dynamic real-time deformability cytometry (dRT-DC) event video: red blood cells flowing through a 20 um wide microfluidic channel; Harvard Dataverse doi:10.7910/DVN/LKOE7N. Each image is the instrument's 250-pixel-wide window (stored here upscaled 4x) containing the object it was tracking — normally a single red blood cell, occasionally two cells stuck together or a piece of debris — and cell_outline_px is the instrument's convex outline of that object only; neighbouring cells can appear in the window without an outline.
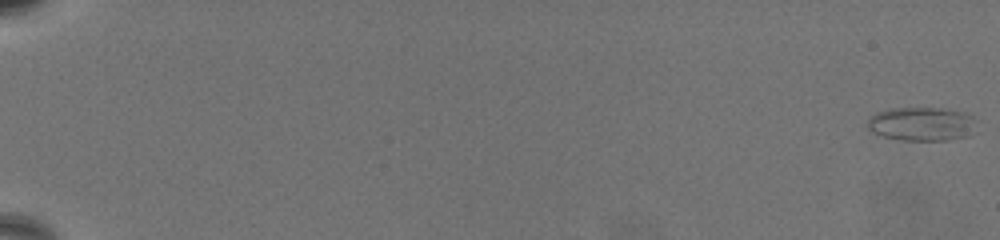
{"species": "common noctule bat (a hibernating species)", "species_latin": "Nyctalus noctula", "temperature_condition": "warm", "stored_images_in_passage": 69, "camera_frame_rate_fps": 3000, "um_per_image_px": 0.085, "animal": {"sex": "female", "body_mass_g": 19.5, "forearm_length_mm": 54.1}, "frame": {"image": 1, "passage_image": 1, "time_ms": 0.0, "image_size_px": [1000, 240], "cell_outline_px": [[980, 120], [968, 136], [948, 140], [900, 140], [868, 132], [868, 120], [876, 112], [892, 108], [940, 108], [964, 112]], "centroid_in_image_um": [78.36, 10.53], "position_along_channel_um": 6.6, "area_um2": 21.68}}
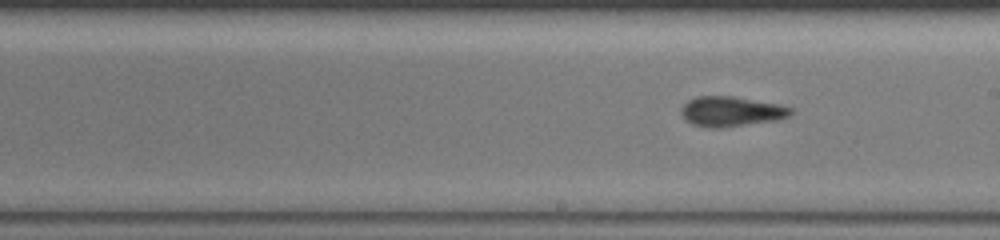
{"frame": {"image": 2, "passage_image": 43, "time_ms": 14.0, "image_size_px": [1000, 240], "cell_outline_px": [[792, 112], [788, 116], [776, 120], [724, 128], [708, 128], [692, 124], [684, 120], [680, 112], [680, 108], [688, 100], [696, 96], [732, 96], [776, 104], [792, 108]], "centroid_in_image_um": [62.07, 9.49], "position_along_channel_um": 226.9, "area_um2": 19.19}}
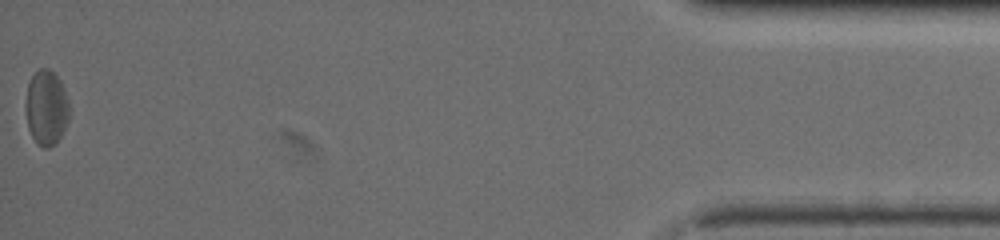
{"frame": {"image": 3, "passage_image": 69, "time_ms": 22.667, "image_size_px": [1000, 240], "cell_outline_px": [[68, 120], [56, 144], [48, 148], [44, 148], [36, 144], [28, 128], [24, 108], [24, 104], [28, 84], [32, 76], [40, 68], [48, 68], [60, 80], [64, 88], [68, 100]], "centroid_in_image_um": [3.91, 9.17], "position_along_channel_um": 431.3, "area_um2": 19.19}, "authors_computed_cell_mechanics": {"area_um2": 18.7272, "velocity_mm_per_s": 3.2638, "shape_relaxation_time_tau1_ms": 9.8236, "shape_relaxation_time_tau2_ms": 3.6757, "deformation_change_tau1": 0.1424, "deformation_change_tau2": 0.1236}}